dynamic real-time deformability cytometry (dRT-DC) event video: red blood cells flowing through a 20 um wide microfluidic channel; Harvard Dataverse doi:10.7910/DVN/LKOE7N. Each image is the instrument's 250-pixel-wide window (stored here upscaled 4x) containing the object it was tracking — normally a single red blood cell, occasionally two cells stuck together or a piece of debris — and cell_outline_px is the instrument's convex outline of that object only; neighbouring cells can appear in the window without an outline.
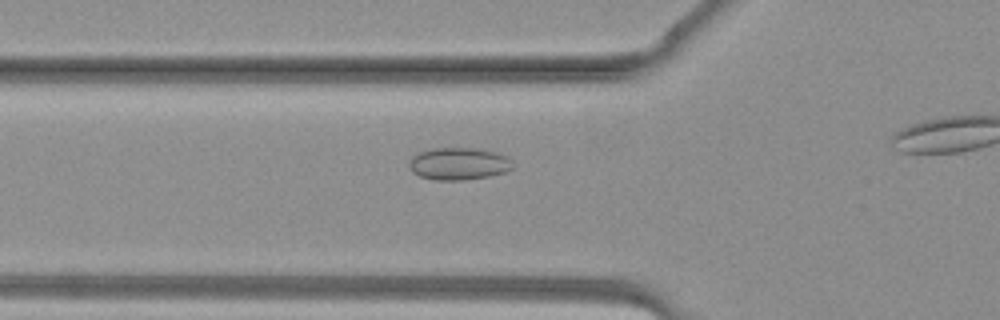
{"species": "common noctule bat (a hibernating species)", "species_latin": "Nyctalus noctula", "temperature_condition": "warm", "stored_images_in_passage": 22, "camera_frame_rate_fps": 3000, "um_per_image_px": 0.085, "animal": {"sex": "female", "body_mass_g": 19.3, "forearm_length_mm": 54.1}, "frame": {"image": 1, "passage_image": 11, "time_ms": 3.333, "image_size_px": [1000, 320], "cell_outline_px": [[512, 168], [504, 172], [488, 176], [464, 180], [436, 180], [420, 176], [412, 172], [408, 164], [408, 160], [416, 152], [432, 148], [476, 148], [496, 152], [508, 156], [512, 160]], "centroid_in_image_um": [38.96, 13.9], "position_along_channel_um": 86.8, "area_um2": 19.71}}
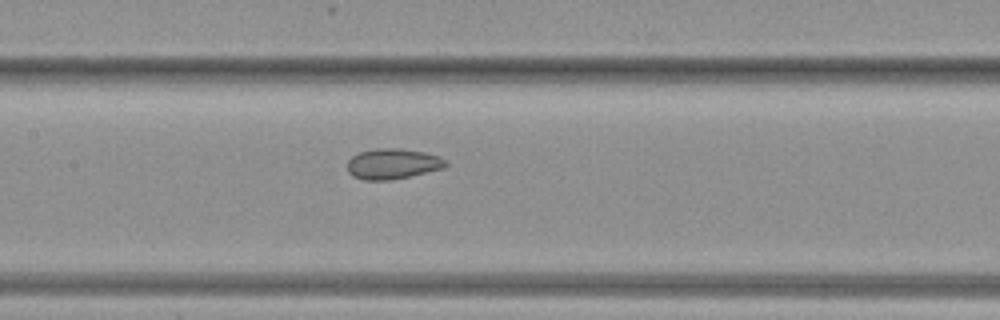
{"frame": {"image": 2, "passage_image": 16, "time_ms": 5.0, "image_size_px": [1000, 320], "cell_outline_px": [[448, 164], [444, 168], [408, 176], [388, 180], [364, 180], [352, 176], [348, 172], [348, 160], [352, 156], [360, 152], [376, 148], [400, 148], [424, 152], [440, 156]], "centroid_in_image_um": [33.36, 13.92], "position_along_channel_um": 174.0, "area_um2": 17.4}}
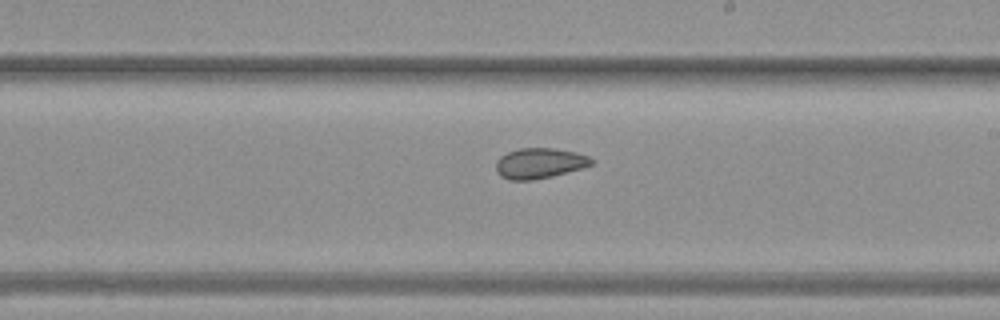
{"frame": {"image": 3, "passage_image": 20, "time_ms": 6.333, "image_size_px": [1000, 320], "cell_outline_px": [[592, 164], [580, 168], [552, 176], [532, 180], [508, 180], [500, 176], [496, 172], [496, 160], [500, 156], [508, 152], [520, 148], [552, 148], [576, 152], [588, 156], [592, 160]], "centroid_in_image_um": [45.8, 13.88], "position_along_channel_um": 243.2, "area_um2": 16.82}}